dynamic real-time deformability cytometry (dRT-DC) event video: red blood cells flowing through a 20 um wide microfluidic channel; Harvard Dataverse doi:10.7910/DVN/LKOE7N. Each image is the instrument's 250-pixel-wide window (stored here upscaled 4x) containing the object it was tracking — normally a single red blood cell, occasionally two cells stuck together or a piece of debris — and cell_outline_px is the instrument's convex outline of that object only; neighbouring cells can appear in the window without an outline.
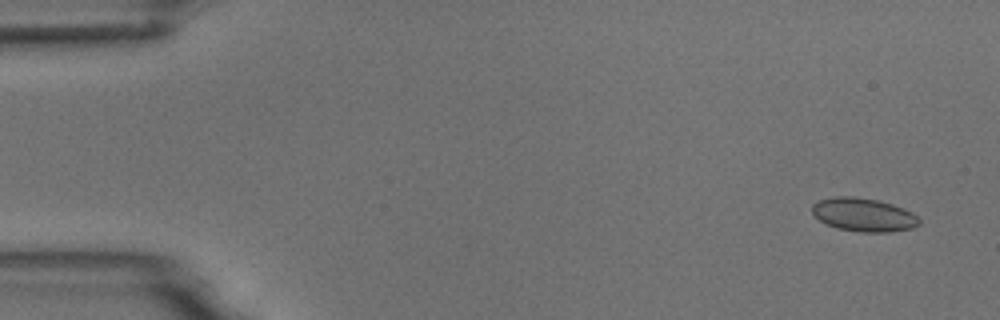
{"species": "common noctule bat (a hibernating species)", "species_latin": "Nyctalus noctula", "temperature_condition": "room temperature", "stored_images_in_passage": 6, "camera_frame_rate_fps": 3000, "um_per_image_px": 0.085, "animal": {"sex": "male", "body_mass_g": 18.8}, "frame": {"image": 1, "passage_image": 1, "time_ms": 0.0, "image_size_px": [1000, 320], "cell_outline_px": [[920, 224], [912, 228], [888, 232], [860, 232], [836, 228], [824, 224], [812, 212], [812, 204], [820, 200], [836, 196], [852, 196], [880, 200], [904, 208], [912, 212], [920, 220]], "centroid_in_image_um": [73.4, 18.25], "position_along_channel_um": 11.6, "area_um2": 20.98}}